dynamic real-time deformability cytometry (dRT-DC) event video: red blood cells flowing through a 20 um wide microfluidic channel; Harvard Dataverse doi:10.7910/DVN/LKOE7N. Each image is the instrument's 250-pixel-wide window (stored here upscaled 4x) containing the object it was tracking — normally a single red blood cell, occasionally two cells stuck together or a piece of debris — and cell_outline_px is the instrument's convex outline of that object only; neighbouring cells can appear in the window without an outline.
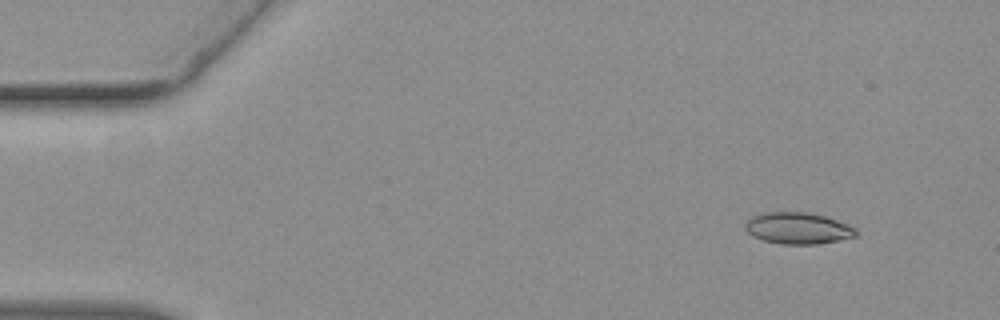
{"species": "common noctule bat (a hibernating species)", "species_latin": "Nyctalus noctula", "temperature_condition": "warm", "stored_images_in_passage": 43, "camera_frame_rate_fps": 3000, "um_per_image_px": 0.085, "animal": {"sex": "female", "body_mass_g": 19.3, "forearm_length_mm": 54.1}, "frame": {"image": 1, "passage_image": 3, "time_ms": 0.667, "image_size_px": [1000, 320], "cell_outline_px": [[856, 236], [836, 240], [812, 244], [784, 244], [764, 240], [748, 232], [748, 224], [756, 216], [776, 212], [800, 212], [820, 216], [844, 224], [852, 228], [856, 232]], "centroid_in_image_um": [67.84, 19.42], "position_along_channel_um": 17.2, "area_um2": 18.79}}
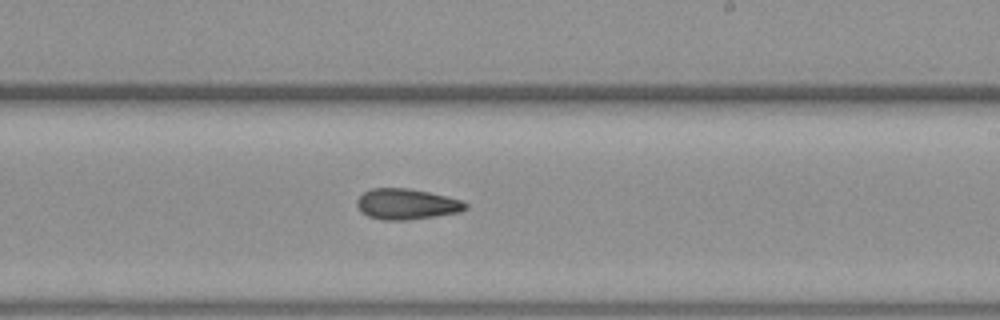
{"frame": {"image": 2, "passage_image": 25, "time_ms": 8.0, "image_size_px": [1000, 320], "cell_outline_px": [[468, 204], [464, 208], [456, 212], [432, 216], [400, 220], [388, 220], [368, 216], [356, 204], [360, 196], [364, 192], [376, 188], [404, 188], [428, 192], [460, 200]], "centroid_in_image_um": [34.53, 17.33], "position_along_channel_um": 254.5, "area_um2": 18.55}}
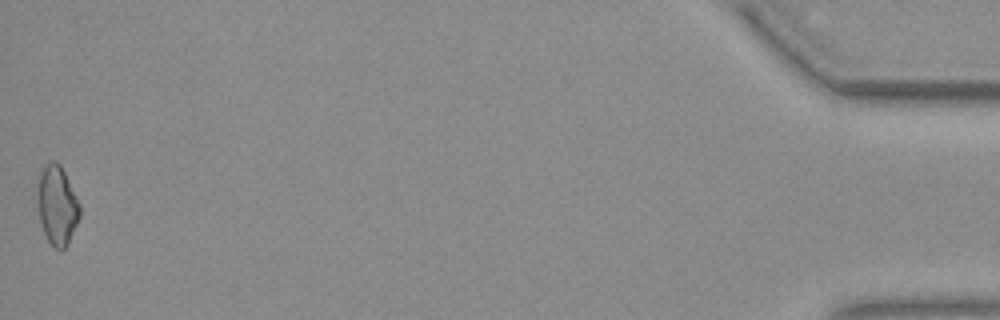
{"frame": {"image": 3, "passage_image": 43, "time_ms": 14.0, "image_size_px": [1000, 320], "cell_outline_px": [[80, 216], [64, 248], [56, 248], [48, 240], [44, 232], [40, 220], [40, 176], [44, 168], [48, 164], [60, 164], [80, 204]], "centroid_in_image_um": [4.9, 17.49], "position_along_channel_um": 430.3, "area_um2": 18.03}}